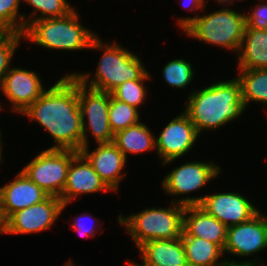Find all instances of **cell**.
<instances>
[{
	"label": "cell",
	"instance_id": "cell-1",
	"mask_svg": "<svg viewBox=\"0 0 267 266\" xmlns=\"http://www.w3.org/2000/svg\"><path fill=\"white\" fill-rule=\"evenodd\" d=\"M31 122H37L52 137L53 144L48 149H68L81 151L82 118L79 107L78 80L68 73L48 86L43 94L25 111Z\"/></svg>",
	"mask_w": 267,
	"mask_h": 266
},
{
	"label": "cell",
	"instance_id": "cell-2",
	"mask_svg": "<svg viewBox=\"0 0 267 266\" xmlns=\"http://www.w3.org/2000/svg\"><path fill=\"white\" fill-rule=\"evenodd\" d=\"M183 111L201 136L205 131H217L241 118L245 112L241 84L237 77L211 81L210 85L188 92Z\"/></svg>",
	"mask_w": 267,
	"mask_h": 266
},
{
	"label": "cell",
	"instance_id": "cell-3",
	"mask_svg": "<svg viewBox=\"0 0 267 266\" xmlns=\"http://www.w3.org/2000/svg\"><path fill=\"white\" fill-rule=\"evenodd\" d=\"M89 50L102 51L96 71H71V74L92 89L111 93L125 81L138 80L148 71L138 54L126 49L116 40L105 42L98 35L91 42Z\"/></svg>",
	"mask_w": 267,
	"mask_h": 266
},
{
	"label": "cell",
	"instance_id": "cell-4",
	"mask_svg": "<svg viewBox=\"0 0 267 266\" xmlns=\"http://www.w3.org/2000/svg\"><path fill=\"white\" fill-rule=\"evenodd\" d=\"M74 9L63 17L31 22L24 30V42L56 51H89L98 34L80 22L81 14Z\"/></svg>",
	"mask_w": 267,
	"mask_h": 266
},
{
	"label": "cell",
	"instance_id": "cell-5",
	"mask_svg": "<svg viewBox=\"0 0 267 266\" xmlns=\"http://www.w3.org/2000/svg\"><path fill=\"white\" fill-rule=\"evenodd\" d=\"M217 5H222V8L209 13L206 12V4L203 14L201 13L183 32L192 40L232 51L236 56L246 28L245 12L232 9L236 4Z\"/></svg>",
	"mask_w": 267,
	"mask_h": 266
},
{
	"label": "cell",
	"instance_id": "cell-6",
	"mask_svg": "<svg viewBox=\"0 0 267 266\" xmlns=\"http://www.w3.org/2000/svg\"><path fill=\"white\" fill-rule=\"evenodd\" d=\"M167 205L144 208L138 213L133 212L126 216L122 213L118 215L117 222L131 237L135 248L138 249L148 241L175 239L182 236L185 206L172 201Z\"/></svg>",
	"mask_w": 267,
	"mask_h": 266
},
{
	"label": "cell",
	"instance_id": "cell-7",
	"mask_svg": "<svg viewBox=\"0 0 267 266\" xmlns=\"http://www.w3.org/2000/svg\"><path fill=\"white\" fill-rule=\"evenodd\" d=\"M222 167L214 160H188L169 171L161 181V188L166 195L173 196L170 201L183 205H200L205 195L188 196L203 189L210 181L221 175Z\"/></svg>",
	"mask_w": 267,
	"mask_h": 266
},
{
	"label": "cell",
	"instance_id": "cell-8",
	"mask_svg": "<svg viewBox=\"0 0 267 266\" xmlns=\"http://www.w3.org/2000/svg\"><path fill=\"white\" fill-rule=\"evenodd\" d=\"M267 249V214L260 210L250 220L237 225L227 227V240L223 253L232 257H252L247 260H234V258L224 257L227 264L264 266V259L258 258V253ZM227 253V255H226ZM257 257V258H256ZM262 260V261H260Z\"/></svg>",
	"mask_w": 267,
	"mask_h": 266
},
{
	"label": "cell",
	"instance_id": "cell-9",
	"mask_svg": "<svg viewBox=\"0 0 267 266\" xmlns=\"http://www.w3.org/2000/svg\"><path fill=\"white\" fill-rule=\"evenodd\" d=\"M78 152L68 149H44L21 171L49 196L61 197L72 158Z\"/></svg>",
	"mask_w": 267,
	"mask_h": 266
},
{
	"label": "cell",
	"instance_id": "cell-10",
	"mask_svg": "<svg viewBox=\"0 0 267 266\" xmlns=\"http://www.w3.org/2000/svg\"><path fill=\"white\" fill-rule=\"evenodd\" d=\"M111 93L95 90L78 81L79 107L82 118V147H90L89 135L94 143L113 142L114 134L109 123Z\"/></svg>",
	"mask_w": 267,
	"mask_h": 266
},
{
	"label": "cell",
	"instance_id": "cell-11",
	"mask_svg": "<svg viewBox=\"0 0 267 266\" xmlns=\"http://www.w3.org/2000/svg\"><path fill=\"white\" fill-rule=\"evenodd\" d=\"M199 136L194 124L183 110L169 120L159 135L155 136L156 156L160 158L161 166H168L189 154Z\"/></svg>",
	"mask_w": 267,
	"mask_h": 266
},
{
	"label": "cell",
	"instance_id": "cell-12",
	"mask_svg": "<svg viewBox=\"0 0 267 266\" xmlns=\"http://www.w3.org/2000/svg\"><path fill=\"white\" fill-rule=\"evenodd\" d=\"M62 200L48 196L42 202L19 210L7 219L6 235H29L48 231L60 218Z\"/></svg>",
	"mask_w": 267,
	"mask_h": 266
},
{
	"label": "cell",
	"instance_id": "cell-13",
	"mask_svg": "<svg viewBox=\"0 0 267 266\" xmlns=\"http://www.w3.org/2000/svg\"><path fill=\"white\" fill-rule=\"evenodd\" d=\"M41 75L34 70L12 66L6 73L0 92L16 115L25 111L47 89ZM43 82V83H42Z\"/></svg>",
	"mask_w": 267,
	"mask_h": 266
},
{
	"label": "cell",
	"instance_id": "cell-14",
	"mask_svg": "<svg viewBox=\"0 0 267 266\" xmlns=\"http://www.w3.org/2000/svg\"><path fill=\"white\" fill-rule=\"evenodd\" d=\"M245 195L240 190L208 193L199 206L226 227H230L250 220L260 211L252 200L250 202L249 196Z\"/></svg>",
	"mask_w": 267,
	"mask_h": 266
},
{
	"label": "cell",
	"instance_id": "cell-15",
	"mask_svg": "<svg viewBox=\"0 0 267 266\" xmlns=\"http://www.w3.org/2000/svg\"><path fill=\"white\" fill-rule=\"evenodd\" d=\"M107 193L111 190L100 179L87 158L78 152L71 160L66 183L61 194L62 211L74 200L82 195H92L94 193Z\"/></svg>",
	"mask_w": 267,
	"mask_h": 266
},
{
	"label": "cell",
	"instance_id": "cell-16",
	"mask_svg": "<svg viewBox=\"0 0 267 266\" xmlns=\"http://www.w3.org/2000/svg\"><path fill=\"white\" fill-rule=\"evenodd\" d=\"M95 145L91 151L88 146L82 147L80 152L112 193L119 194V186L127 175L125 171L123 172L127 159L113 142Z\"/></svg>",
	"mask_w": 267,
	"mask_h": 266
},
{
	"label": "cell",
	"instance_id": "cell-17",
	"mask_svg": "<svg viewBox=\"0 0 267 266\" xmlns=\"http://www.w3.org/2000/svg\"><path fill=\"white\" fill-rule=\"evenodd\" d=\"M48 196L21 170L12 181L0 187V201L6 219L19 210L42 202Z\"/></svg>",
	"mask_w": 267,
	"mask_h": 266
},
{
	"label": "cell",
	"instance_id": "cell-18",
	"mask_svg": "<svg viewBox=\"0 0 267 266\" xmlns=\"http://www.w3.org/2000/svg\"><path fill=\"white\" fill-rule=\"evenodd\" d=\"M182 236L205 239L224 249L227 240V227L199 205L185 206Z\"/></svg>",
	"mask_w": 267,
	"mask_h": 266
},
{
	"label": "cell",
	"instance_id": "cell-19",
	"mask_svg": "<svg viewBox=\"0 0 267 266\" xmlns=\"http://www.w3.org/2000/svg\"><path fill=\"white\" fill-rule=\"evenodd\" d=\"M137 251L145 266H188L181 237L148 241Z\"/></svg>",
	"mask_w": 267,
	"mask_h": 266
},
{
	"label": "cell",
	"instance_id": "cell-20",
	"mask_svg": "<svg viewBox=\"0 0 267 266\" xmlns=\"http://www.w3.org/2000/svg\"><path fill=\"white\" fill-rule=\"evenodd\" d=\"M236 57V69H267V29L246 26Z\"/></svg>",
	"mask_w": 267,
	"mask_h": 266
},
{
	"label": "cell",
	"instance_id": "cell-21",
	"mask_svg": "<svg viewBox=\"0 0 267 266\" xmlns=\"http://www.w3.org/2000/svg\"><path fill=\"white\" fill-rule=\"evenodd\" d=\"M113 143L126 159H129L128 155L156 151L155 134L143 121L116 132Z\"/></svg>",
	"mask_w": 267,
	"mask_h": 266
},
{
	"label": "cell",
	"instance_id": "cell-22",
	"mask_svg": "<svg viewBox=\"0 0 267 266\" xmlns=\"http://www.w3.org/2000/svg\"><path fill=\"white\" fill-rule=\"evenodd\" d=\"M188 266H225L223 249L195 236H181Z\"/></svg>",
	"mask_w": 267,
	"mask_h": 266
},
{
	"label": "cell",
	"instance_id": "cell-23",
	"mask_svg": "<svg viewBox=\"0 0 267 266\" xmlns=\"http://www.w3.org/2000/svg\"><path fill=\"white\" fill-rule=\"evenodd\" d=\"M245 109L251 103H260L267 111V69H237ZM239 74V75H238ZM250 103V104H249ZM267 113V112H266Z\"/></svg>",
	"mask_w": 267,
	"mask_h": 266
},
{
	"label": "cell",
	"instance_id": "cell-24",
	"mask_svg": "<svg viewBox=\"0 0 267 266\" xmlns=\"http://www.w3.org/2000/svg\"><path fill=\"white\" fill-rule=\"evenodd\" d=\"M153 80L149 70L138 80H127L118 87H116L111 95L121 101L125 102L139 110L141 105L146 103L150 92L147 88V81ZM146 82V83H145Z\"/></svg>",
	"mask_w": 267,
	"mask_h": 266
},
{
	"label": "cell",
	"instance_id": "cell-25",
	"mask_svg": "<svg viewBox=\"0 0 267 266\" xmlns=\"http://www.w3.org/2000/svg\"><path fill=\"white\" fill-rule=\"evenodd\" d=\"M22 2L33 9L31 14L26 16V27L37 20L66 16L75 9V6H71L67 0H22Z\"/></svg>",
	"mask_w": 267,
	"mask_h": 266
},
{
	"label": "cell",
	"instance_id": "cell-26",
	"mask_svg": "<svg viewBox=\"0 0 267 266\" xmlns=\"http://www.w3.org/2000/svg\"><path fill=\"white\" fill-rule=\"evenodd\" d=\"M195 70L190 62L186 58H178L169 60L162 67V79L167 86L172 87L173 89H184L188 88V85H192V81L195 78Z\"/></svg>",
	"mask_w": 267,
	"mask_h": 266
},
{
	"label": "cell",
	"instance_id": "cell-27",
	"mask_svg": "<svg viewBox=\"0 0 267 266\" xmlns=\"http://www.w3.org/2000/svg\"><path fill=\"white\" fill-rule=\"evenodd\" d=\"M22 0H0V31L6 34H23L26 14L20 11Z\"/></svg>",
	"mask_w": 267,
	"mask_h": 266
},
{
	"label": "cell",
	"instance_id": "cell-28",
	"mask_svg": "<svg viewBox=\"0 0 267 266\" xmlns=\"http://www.w3.org/2000/svg\"><path fill=\"white\" fill-rule=\"evenodd\" d=\"M137 108L115 99L110 95L109 123L113 134L140 122V112Z\"/></svg>",
	"mask_w": 267,
	"mask_h": 266
},
{
	"label": "cell",
	"instance_id": "cell-29",
	"mask_svg": "<svg viewBox=\"0 0 267 266\" xmlns=\"http://www.w3.org/2000/svg\"><path fill=\"white\" fill-rule=\"evenodd\" d=\"M23 34H7L0 41V89L6 73L12 67L11 62L14 60L16 50L23 42Z\"/></svg>",
	"mask_w": 267,
	"mask_h": 266
},
{
	"label": "cell",
	"instance_id": "cell-30",
	"mask_svg": "<svg viewBox=\"0 0 267 266\" xmlns=\"http://www.w3.org/2000/svg\"><path fill=\"white\" fill-rule=\"evenodd\" d=\"M99 220L100 219L98 217L95 216L93 217V215L89 214L86 211L75 216L74 219H72L71 221L72 224H69V226L73 231L77 232L79 236L86 238L88 237L95 238L96 234H98L97 232L100 231V229L102 230V232L104 231V229H102L103 228L102 223H100L101 221Z\"/></svg>",
	"mask_w": 267,
	"mask_h": 266
},
{
	"label": "cell",
	"instance_id": "cell-31",
	"mask_svg": "<svg viewBox=\"0 0 267 266\" xmlns=\"http://www.w3.org/2000/svg\"><path fill=\"white\" fill-rule=\"evenodd\" d=\"M246 26L254 29H267V0H258L245 12Z\"/></svg>",
	"mask_w": 267,
	"mask_h": 266
},
{
	"label": "cell",
	"instance_id": "cell-32",
	"mask_svg": "<svg viewBox=\"0 0 267 266\" xmlns=\"http://www.w3.org/2000/svg\"><path fill=\"white\" fill-rule=\"evenodd\" d=\"M207 1L209 0H184L183 3L180 2L181 3L180 5H182V7L186 11H190L194 13L197 11L195 16L192 15V16H186V17L181 16L179 18L177 17L176 24L182 32L200 15V13L203 11L206 4L208 3Z\"/></svg>",
	"mask_w": 267,
	"mask_h": 266
},
{
	"label": "cell",
	"instance_id": "cell-33",
	"mask_svg": "<svg viewBox=\"0 0 267 266\" xmlns=\"http://www.w3.org/2000/svg\"><path fill=\"white\" fill-rule=\"evenodd\" d=\"M6 231H7V219L4 215L0 201V235H6Z\"/></svg>",
	"mask_w": 267,
	"mask_h": 266
},
{
	"label": "cell",
	"instance_id": "cell-34",
	"mask_svg": "<svg viewBox=\"0 0 267 266\" xmlns=\"http://www.w3.org/2000/svg\"><path fill=\"white\" fill-rule=\"evenodd\" d=\"M1 102H0V112H2V111H5L4 109H5V107L3 108V106H1ZM2 110V111H1ZM3 138H2V133H1V127H0V163H2L3 164V162H4V154H3V147H4V144L2 143L3 142V140H2ZM1 165V164H0Z\"/></svg>",
	"mask_w": 267,
	"mask_h": 266
},
{
	"label": "cell",
	"instance_id": "cell-35",
	"mask_svg": "<svg viewBox=\"0 0 267 266\" xmlns=\"http://www.w3.org/2000/svg\"><path fill=\"white\" fill-rule=\"evenodd\" d=\"M213 1V0H211ZM215 2H217L218 4H222V3H229V4H235L236 1L237 2H244L245 0H214Z\"/></svg>",
	"mask_w": 267,
	"mask_h": 266
},
{
	"label": "cell",
	"instance_id": "cell-36",
	"mask_svg": "<svg viewBox=\"0 0 267 266\" xmlns=\"http://www.w3.org/2000/svg\"><path fill=\"white\" fill-rule=\"evenodd\" d=\"M126 262V266H145L144 264L140 263L139 262H135V261H129V259Z\"/></svg>",
	"mask_w": 267,
	"mask_h": 266
},
{
	"label": "cell",
	"instance_id": "cell-37",
	"mask_svg": "<svg viewBox=\"0 0 267 266\" xmlns=\"http://www.w3.org/2000/svg\"><path fill=\"white\" fill-rule=\"evenodd\" d=\"M73 259H69L64 265L62 266H81V265H77L74 263V261H72ZM83 266V265H82Z\"/></svg>",
	"mask_w": 267,
	"mask_h": 266
},
{
	"label": "cell",
	"instance_id": "cell-38",
	"mask_svg": "<svg viewBox=\"0 0 267 266\" xmlns=\"http://www.w3.org/2000/svg\"><path fill=\"white\" fill-rule=\"evenodd\" d=\"M7 34L3 31H0V41L6 36Z\"/></svg>",
	"mask_w": 267,
	"mask_h": 266
},
{
	"label": "cell",
	"instance_id": "cell-39",
	"mask_svg": "<svg viewBox=\"0 0 267 266\" xmlns=\"http://www.w3.org/2000/svg\"><path fill=\"white\" fill-rule=\"evenodd\" d=\"M225 266H248V265H231V264H226Z\"/></svg>",
	"mask_w": 267,
	"mask_h": 266
}]
</instances>
